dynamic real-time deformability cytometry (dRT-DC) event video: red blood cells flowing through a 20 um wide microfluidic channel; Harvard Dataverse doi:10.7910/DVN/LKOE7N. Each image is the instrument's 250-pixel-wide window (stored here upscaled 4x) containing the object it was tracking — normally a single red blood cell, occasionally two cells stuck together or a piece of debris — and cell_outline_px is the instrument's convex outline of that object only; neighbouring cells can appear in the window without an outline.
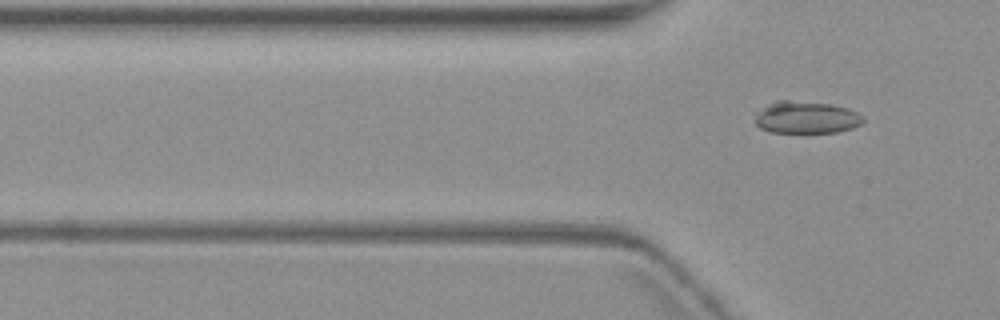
{"species": "common noctule bat (a hibernating species)", "species_latin": "Nyctalus noctula", "temperature_condition": "warm", "stored_images_in_passage": 7, "segment_of_instrument_passage": [2, 2], "camera_frame_rate_fps": 3000, "um_per_image_px": 0.085, "animal": {"sex": "female", "body_mass_g": 19.3, "forearm_length_mm": 54.1}, "frame": {"image": 1, "passage_image": 7, "time_ms": 8.667, "image_size_px": [1000, 320], "cell_outline_px": [[864, 120], [860, 124], [852, 128], [836, 132], [772, 132], [760, 128], [756, 124], [756, 116], [768, 104], [776, 100], [788, 100], [832, 104], [848, 108], [864, 116]], "centroid_in_image_um": [68.57, 9.97], "position_along_channel_um": 57.2, "area_um2": 20.06}}